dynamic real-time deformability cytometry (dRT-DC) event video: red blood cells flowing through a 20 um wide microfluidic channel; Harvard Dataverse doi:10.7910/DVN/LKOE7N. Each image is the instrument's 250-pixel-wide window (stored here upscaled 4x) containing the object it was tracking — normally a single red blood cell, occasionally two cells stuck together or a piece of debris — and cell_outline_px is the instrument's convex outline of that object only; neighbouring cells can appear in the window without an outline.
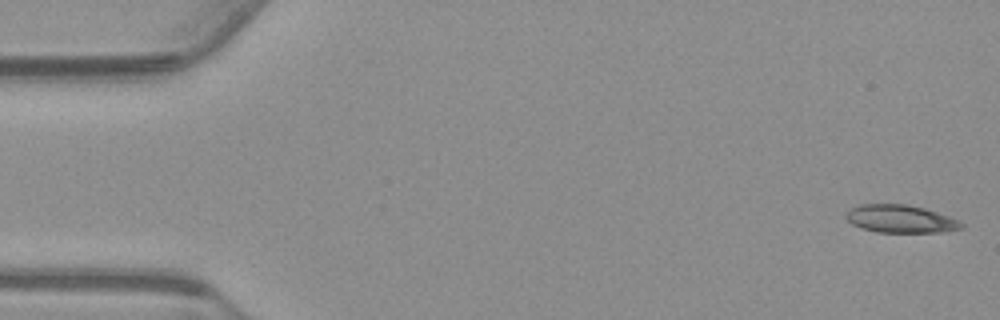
{"species": "common noctule bat (a hibernating species)", "species_latin": "Nyctalus noctula", "temperature_condition": "warm", "stored_images_in_passage": 16, "camera_frame_rate_fps": 3000, "um_per_image_px": 0.085, "animal": {"sex": "male", "body_mass_g": 23.1, "forearm_length_mm": 52.7}, "frame": {"image": 1, "passage_image": 1, "time_ms": 0.0, "image_size_px": [1000, 320], "cell_outline_px": [[964, 228], [944, 232], [876, 232], [860, 228], [852, 224], [844, 216], [844, 212], [860, 204], [908, 204], [924, 208], [948, 216], [964, 224]], "centroid_in_image_um": [76.51, 18.61], "position_along_channel_um": 8.5, "area_um2": 18.79}}